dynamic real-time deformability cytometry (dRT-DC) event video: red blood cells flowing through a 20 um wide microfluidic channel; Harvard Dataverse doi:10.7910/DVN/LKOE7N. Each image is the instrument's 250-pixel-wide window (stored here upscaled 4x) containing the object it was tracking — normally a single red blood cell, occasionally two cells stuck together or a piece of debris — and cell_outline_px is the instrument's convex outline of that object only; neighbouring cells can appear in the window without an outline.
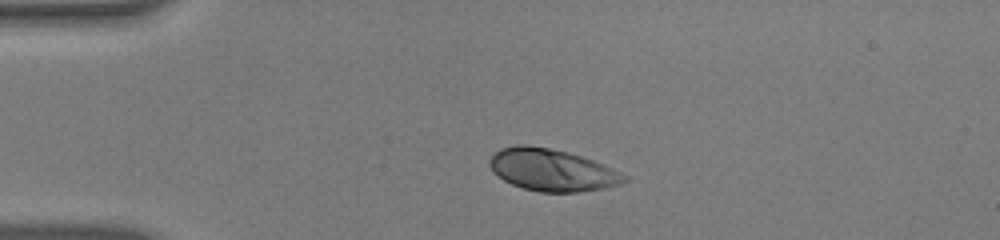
{"species": "human", "species_latin": "Homo sapiens", "temperature_condition": "warm", "stored_images_in_passage": 42, "camera_frame_rate_fps": 3000, "um_per_image_px": 0.085, "donor": {"sex": "male"}, "frame": {"image": 1, "passage_image": 1, "time_ms": 0.0, "image_size_px": [1000, 240], "cell_outline_px": [[628, 180], [620, 184], [604, 188], [576, 192], [540, 192], [524, 188], [512, 184], [504, 180], [492, 172], [488, 164], [488, 160], [500, 148], [516, 144], [528, 144], [568, 152], [604, 164], [628, 176]], "centroid_in_image_um": [46.9, 14.44], "position_along_channel_um": 38.1, "area_um2": 33.06}}
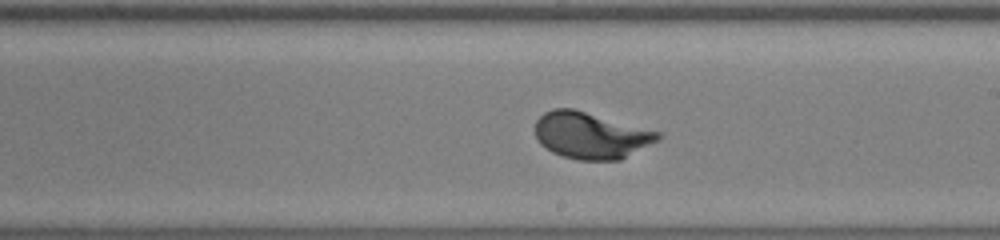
{"frame": {"image": 2, "passage_image": 20, "time_ms": 6.333, "image_size_px": [1000, 240], "cell_outline_px": [[664, 136], [660, 140], [620, 160], [576, 160], [560, 156], [552, 152], [540, 144], [536, 136], [536, 120], [544, 112], [552, 108], [572, 108], [660, 132]], "centroid_in_image_um": [50.23, 11.52], "position_along_channel_um": 238.8, "area_um2": 33.41}}
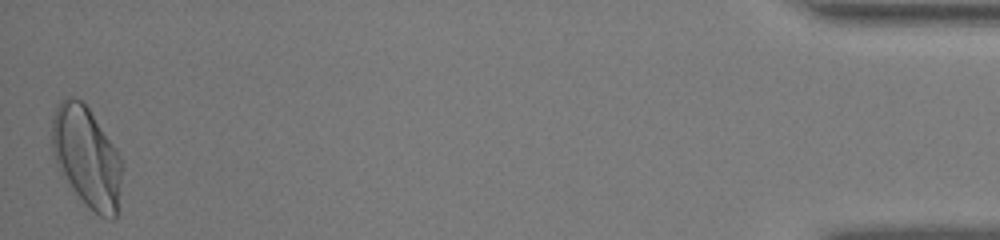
{"frame": {"image": 3, "passage_image": 42, "time_ms": 13.667, "image_size_px": [1000, 240], "cell_outline_px": [[124, 164], [116, 216], [112, 220], [100, 216], [72, 188], [60, 172], [56, 164], [52, 152], [52, 120], [56, 108], [60, 100], [68, 96], [72, 96], [80, 100], [88, 108], [120, 152]], "centroid_in_image_um": [7.4, 13.31], "position_along_channel_um": 427.8, "area_um2": 41.04}, "authors_computed_cell_mechanics": {"area_um2": 33.1772, "velocity_mm_per_s": 3.8034, "shape_relaxation_time_tau1_ms": 1.9752, "shape_relaxation_time_tau2_ms": null, "deformation_change_tau1": 0.1919, "deformation_change_tau2": null}}